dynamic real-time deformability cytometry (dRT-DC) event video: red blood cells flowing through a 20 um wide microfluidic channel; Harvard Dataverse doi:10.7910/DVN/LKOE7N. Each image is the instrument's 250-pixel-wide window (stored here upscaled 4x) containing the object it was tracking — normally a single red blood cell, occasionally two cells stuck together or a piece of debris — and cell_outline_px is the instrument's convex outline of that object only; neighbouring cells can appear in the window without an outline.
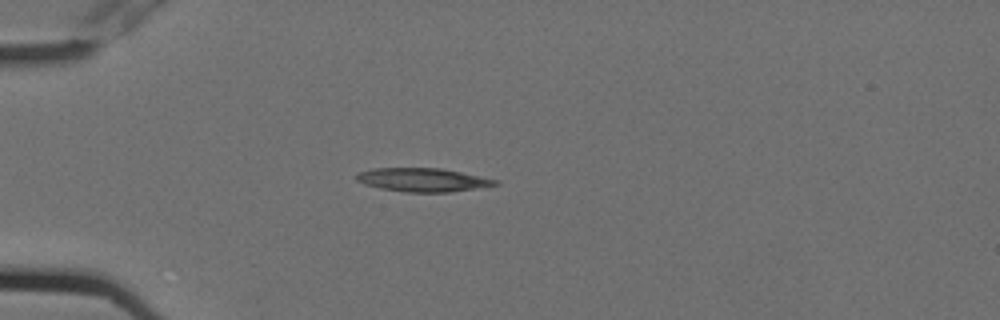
{"species": "Egyptian fruit bat (a non-hibernating species)", "species_latin": "Rousettus aegyptiacus", "temperature_condition": "cold", "stored_images_in_passage": 9, "camera_frame_rate_fps": 3000, "um_per_image_px": 0.085, "animal": {"sex": "female"}, "frame": {"image": 1, "passage_image": 3, "time_ms": 0.667, "image_size_px": [1000, 320], "cell_outline_px": [[500, 184], [448, 192], [404, 192], [380, 188], [364, 184], [356, 180], [356, 172], [372, 168], [440, 168], [500, 180]], "centroid_in_image_um": [35.89, 15.28], "position_along_channel_um": 49.1, "area_um2": 19.02}}
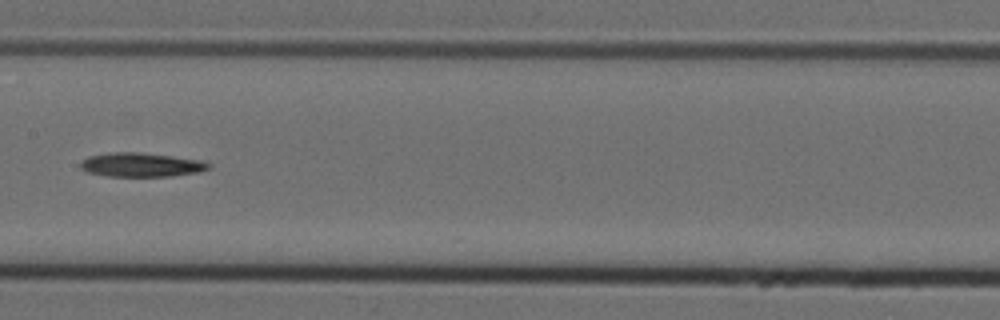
{"frame": {"image": 2, "passage_image": 7, "time_ms": 2.0, "image_size_px": [1000, 320], "cell_outline_px": [[212, 168], [200, 172], [172, 176], [108, 176], [88, 172], [80, 168], [80, 164], [88, 156], [112, 152], [140, 152], [204, 160], [212, 164]], "centroid_in_image_um": [12.08, 14.0], "position_along_channel_um": 195.3, "area_um2": 18.09}}
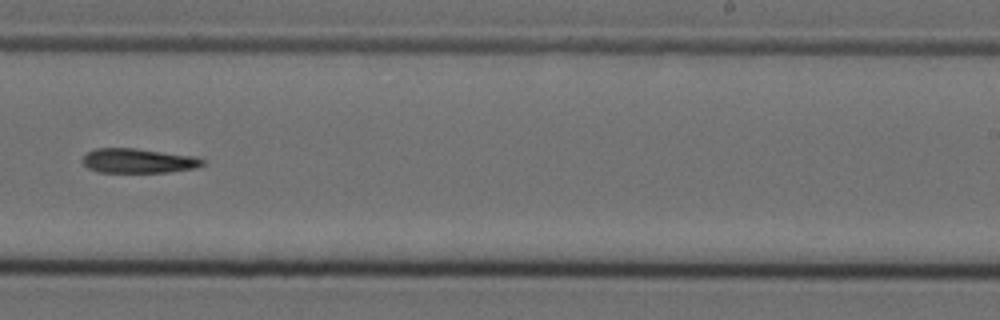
{"frame": {"image": 3, "passage_image": 9, "time_ms": 2.667, "image_size_px": [1000, 320], "cell_outline_px": [[204, 164], [196, 168], [168, 172], [96, 172], [88, 168], [80, 160], [88, 152], [96, 148], [136, 148], [196, 156], [204, 160]], "centroid_in_image_um": [11.75, 13.66], "position_along_channel_um": 277.2, "area_um2": 17.28}}